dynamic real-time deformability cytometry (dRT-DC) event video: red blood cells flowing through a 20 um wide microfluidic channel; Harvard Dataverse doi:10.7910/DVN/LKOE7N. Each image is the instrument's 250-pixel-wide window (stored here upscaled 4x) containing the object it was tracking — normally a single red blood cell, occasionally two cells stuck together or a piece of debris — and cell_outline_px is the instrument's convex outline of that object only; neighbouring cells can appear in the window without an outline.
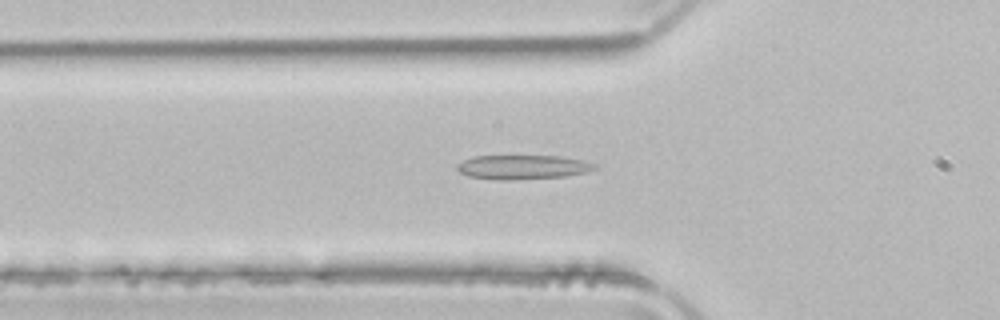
{"species": "common noctule bat (a hibernating species)", "species_latin": "Nyctalus noctula", "temperature_condition": "room temperature", "stored_images_in_passage": 51, "camera_frame_rate_fps": 3000, "um_per_image_px": 0.085, "animal": {"sex": "male", "body_mass_g": 21.5, "forearm_length_mm": 52.0}, "frame": {"image": 1, "passage_image": 17, "time_ms": 5.333, "image_size_px": [1000, 320], "cell_outline_px": [[596, 168], [584, 172], [564, 176], [512, 180], [496, 180], [468, 176], [460, 172], [456, 168], [456, 164], [472, 156], [560, 156], [584, 160], [596, 164]], "centroid_in_image_um": [44.39, 14.2], "position_along_channel_um": 81.4, "area_um2": 19.42}}
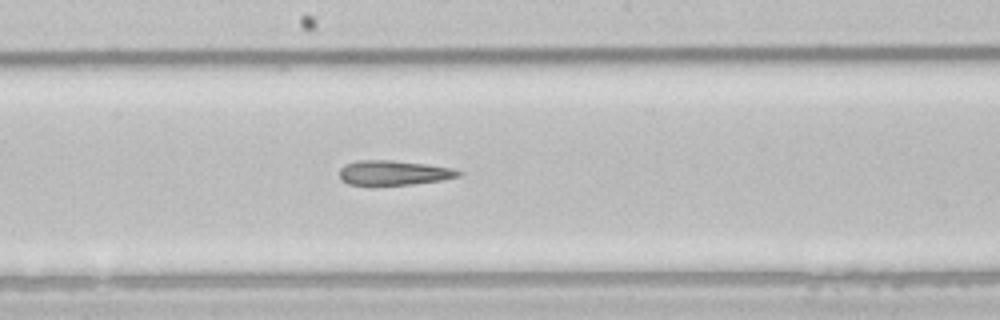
{"frame": {"image": 2, "passage_image": 27, "time_ms": 8.667, "image_size_px": [1000, 320], "cell_outline_px": [[464, 172], [460, 176], [440, 180], [412, 184], [376, 188], [372, 188], [348, 184], [340, 180], [340, 168], [344, 164], [356, 160], [392, 160], [424, 164], [452, 168]], "centroid_in_image_um": [33.37, 14.73], "position_along_channel_um": 214.8, "area_um2": 17.92}}
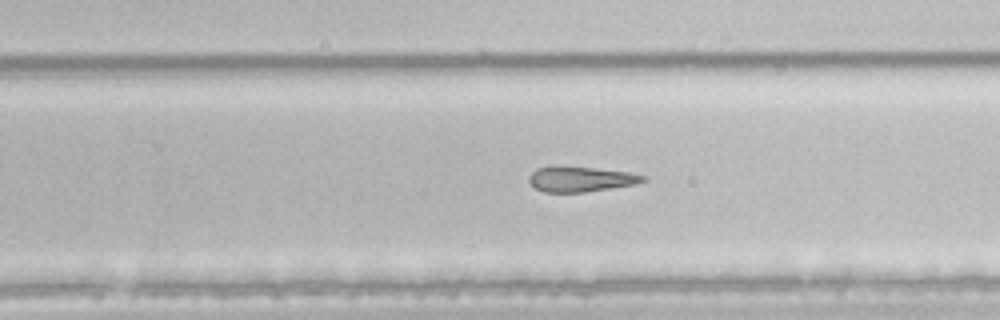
{"frame": {"image": 3, "passage_image": 32, "time_ms": 10.333, "image_size_px": [1000, 320], "cell_outline_px": [[648, 180], [636, 184], [584, 192], [544, 192], [536, 188], [528, 180], [528, 176], [536, 168], [552, 164], [556, 164], [628, 172], [644, 176]], "centroid_in_image_um": [49.29, 15.2], "position_along_channel_um": 280.5, "area_um2": 16.99}, "authors_computed_cell_mechanics": {"area_um2": 20.2878, "velocity_mm_per_s": 3.9758, "shape_relaxation_time_tau1_ms": null, "shape_relaxation_time_tau2_ms": 8.0241, "deformation_change_tau1": null, "deformation_change_tau2": 0.1967}}